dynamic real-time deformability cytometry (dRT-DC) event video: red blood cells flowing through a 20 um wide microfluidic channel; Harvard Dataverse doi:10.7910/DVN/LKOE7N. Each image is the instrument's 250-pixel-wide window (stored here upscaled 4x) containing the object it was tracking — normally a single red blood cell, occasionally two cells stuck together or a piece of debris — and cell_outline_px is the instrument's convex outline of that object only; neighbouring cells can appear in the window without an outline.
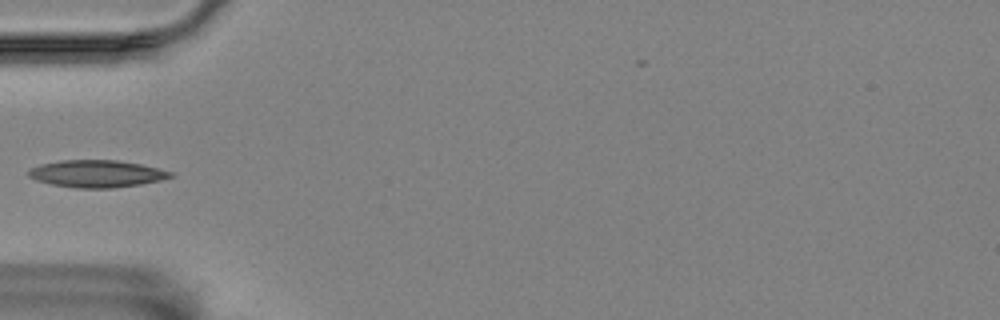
{"species": "Egyptian fruit bat (a non-hibernating species)", "species_latin": "Rousettus aegyptiacus", "temperature_condition": "room temperature", "stored_images_in_passage": 10, "camera_frame_rate_fps": 3000, "um_per_image_px": 0.085, "animal": {"sex": "female"}, "frame": {"image": 1, "passage_image": 1, "time_ms": 0.0, "image_size_px": [1000, 320], "cell_outline_px": [[176, 176], [160, 180], [140, 184], [112, 188], [76, 188], [52, 184], [36, 180], [28, 176], [28, 168], [40, 164], [60, 160], [116, 160], [140, 164], [172, 172]], "centroid_in_image_um": [8.19, 14.76], "position_along_channel_um": 76.8, "area_um2": 22.48}}
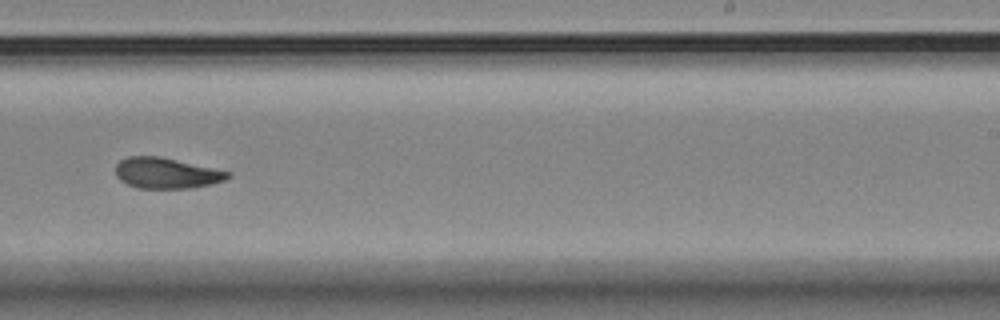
{"frame": {"image": 2, "passage_image": 6, "time_ms": 5.667, "image_size_px": [1000, 320], "cell_outline_px": [[232, 176], [224, 180], [212, 184], [188, 188], [140, 188], [128, 184], [120, 180], [116, 176], [116, 164], [120, 160], [128, 156], [160, 156], [232, 172]], "centroid_in_image_um": [14.16, 14.7], "position_along_channel_um": 274.8, "area_um2": 20.11}}
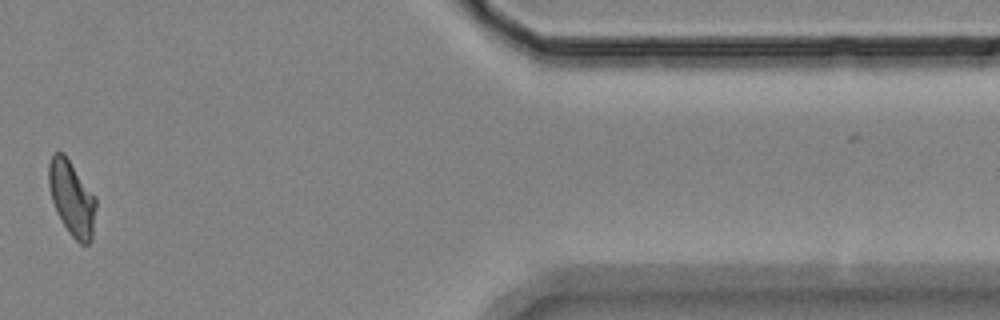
{"frame": {"image": 3, "passage_image": 10, "time_ms": 10.667, "image_size_px": [1000, 320], "cell_outline_px": [[96, 208], [92, 240], [88, 244], [80, 244], [68, 232], [56, 212], [52, 200], [48, 184], [48, 164], [52, 152], [64, 152], [96, 196]], "centroid_in_image_um": [6.1, 16.82], "position_along_channel_um": 405.3, "area_um2": 20.98}}